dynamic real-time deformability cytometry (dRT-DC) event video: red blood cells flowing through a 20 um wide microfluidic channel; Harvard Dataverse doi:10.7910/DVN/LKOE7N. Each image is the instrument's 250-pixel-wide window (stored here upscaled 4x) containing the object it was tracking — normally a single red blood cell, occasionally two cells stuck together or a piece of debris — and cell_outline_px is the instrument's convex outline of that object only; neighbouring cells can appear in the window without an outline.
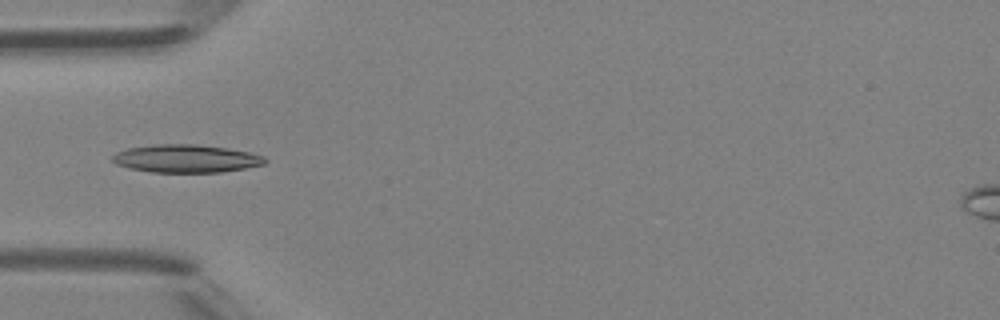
{"species": "Egyptian fruit bat (a non-hibernating species)", "species_latin": "Rousettus aegyptiacus", "temperature_condition": "room temperature", "stored_images_in_passage": 47, "camera_frame_rate_fps": 3000, "um_per_image_px": 0.085, "animal": {"sex": "female"}, "frame": {"image": 1, "passage_image": 15, "time_ms": 4.667, "image_size_px": [1000, 320], "cell_outline_px": [[268, 160], [264, 164], [244, 168], [220, 172], [152, 172], [128, 168], [116, 164], [112, 160], [112, 156], [116, 152], [128, 148], [156, 144], [196, 144], [228, 148], [252, 152], [264, 156]], "centroid_in_image_um": [15.83, 13.47], "position_along_channel_um": 69.2, "area_um2": 24.91}}
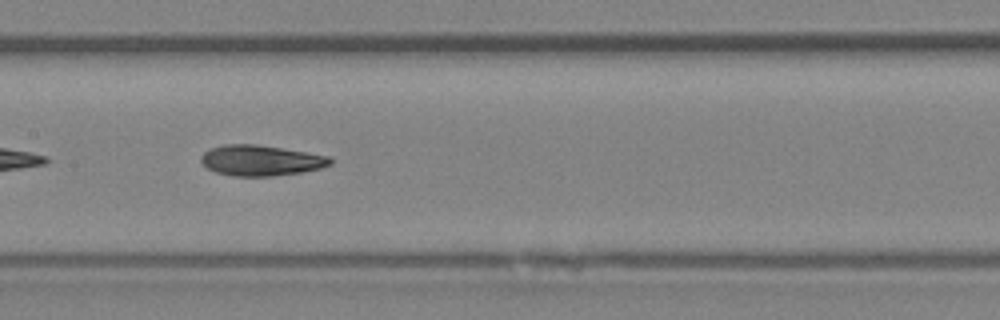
{"frame": {"image": 2, "passage_image": 23, "time_ms": 7.333, "image_size_px": [1000, 320], "cell_outline_px": [[332, 164], [320, 168], [304, 172], [272, 176], [232, 176], [216, 172], [208, 168], [200, 160], [200, 156], [208, 148], [224, 144], [256, 144], [308, 152], [332, 156]], "centroid_in_image_um": [22.19, 13.63], "position_along_channel_um": 185.2, "area_um2": 23.29}}
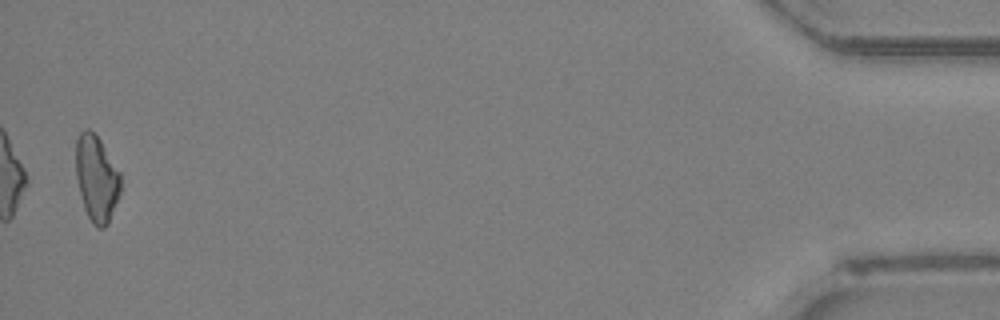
{"frame": {"image": 3, "passage_image": 46, "time_ms": 15.0, "image_size_px": [1000, 320], "cell_outline_px": [[120, 196], [108, 224], [104, 228], [96, 228], [92, 224], [84, 208], [76, 176], [76, 140], [80, 132], [84, 128], [88, 128], [100, 140], [120, 172]], "centroid_in_image_um": [8.21, 15.19], "position_along_channel_um": 427.0, "area_um2": 22.48}, "authors_computed_cell_mechanics": {"area_um2": 23.1778, "velocity_mm_per_s": 4.3604, "shape_relaxation_time_tau1_ms": 5.5851, "shape_relaxation_time_tau2_ms": 3.036, "deformation_change_tau1": 0.1548, "deformation_change_tau2": 0.1033}}